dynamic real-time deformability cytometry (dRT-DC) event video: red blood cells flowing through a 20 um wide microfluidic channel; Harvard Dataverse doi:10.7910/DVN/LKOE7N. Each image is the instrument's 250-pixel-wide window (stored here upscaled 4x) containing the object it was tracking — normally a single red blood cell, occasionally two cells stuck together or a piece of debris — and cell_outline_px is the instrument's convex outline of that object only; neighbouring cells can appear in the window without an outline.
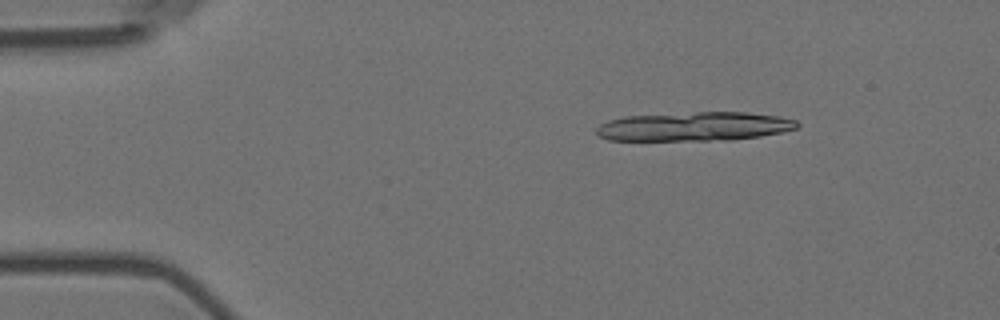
{"species": "Egyptian fruit bat (a non-hibernating species)", "species_latin": "Rousettus aegyptiacus", "temperature_condition": "room temperature", "stored_images_in_passage": 7, "camera_frame_rate_fps": 3000, "um_per_image_px": 0.085, "animal": {"sex": "female"}, "frame": {"image": 1, "passage_image": 3, "time_ms": 0.667, "image_size_px": [1000, 320], "cell_outline_px": [[800, 124], [796, 128], [780, 132], [760, 136], [732, 140], [608, 140], [600, 136], [596, 132], [596, 128], [600, 124], [608, 120], [624, 116], [696, 112], [744, 112], [780, 116], [796, 120]], "centroid_in_image_um": [59.02, 10.75], "position_along_channel_um": 26.0, "area_um2": 33.93}}